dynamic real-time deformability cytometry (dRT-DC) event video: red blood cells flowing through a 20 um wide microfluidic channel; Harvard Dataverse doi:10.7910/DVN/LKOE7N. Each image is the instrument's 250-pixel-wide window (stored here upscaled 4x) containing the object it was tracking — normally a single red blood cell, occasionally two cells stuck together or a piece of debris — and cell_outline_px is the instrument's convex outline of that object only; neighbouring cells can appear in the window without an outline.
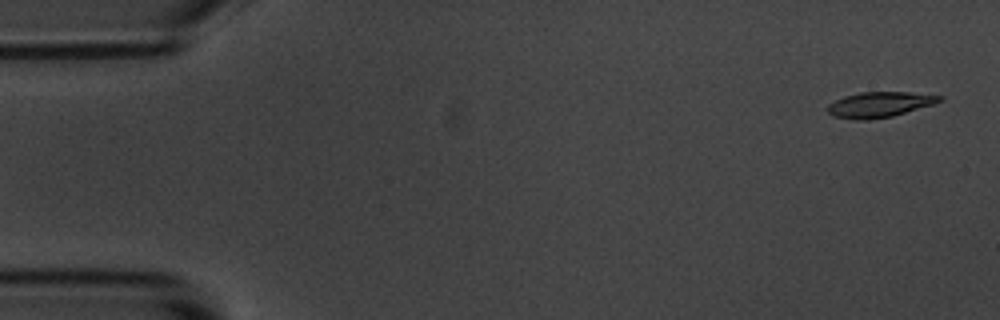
{"species": "common noctule bat (a hibernating species)", "species_latin": "Nyctalus noctula", "temperature_condition": "room temperature", "stored_images_in_passage": 5, "segment_of_instrument_passage": [1, 2], "camera_frame_rate_fps": 3000, "um_per_image_px": 0.085, "animal": {"sex": "male", "body_mass_g": 20.1, "forearm_length_mm": 53.5}, "frame": {"image": 1, "passage_image": 1, "time_ms": 0.0, "image_size_px": [1000, 320], "cell_outline_px": [[944, 100], [932, 104], [892, 116], [868, 120], [856, 120], [832, 116], [828, 112], [828, 104], [844, 96], [860, 92], [908, 92], [944, 96]], "centroid_in_image_um": [74.74, 8.88], "position_along_channel_um": 10.3, "area_um2": 16.47}}
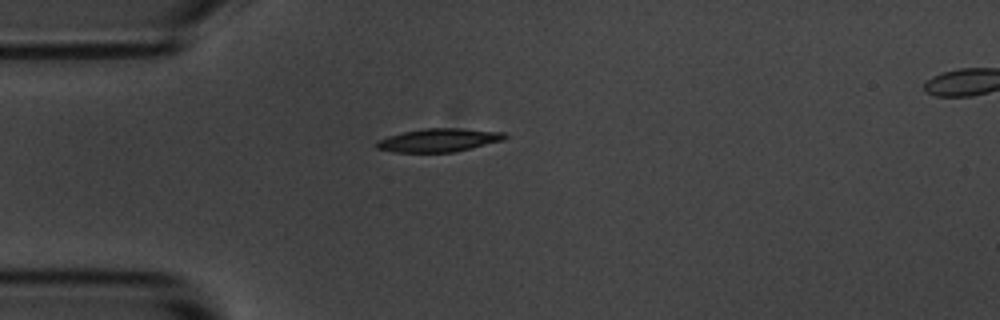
{"frame": {"image": 2, "passage_image": 4, "time_ms": 4.0, "image_size_px": [1000, 320], "cell_outline_px": [[508, 136], [504, 140], [452, 152], [392, 152], [376, 148], [376, 140], [388, 136], [404, 132], [424, 128], [460, 128], [504, 132]], "centroid_in_image_um": [37.28, 11.91], "position_along_channel_um": 47.7, "area_um2": 17.34}}